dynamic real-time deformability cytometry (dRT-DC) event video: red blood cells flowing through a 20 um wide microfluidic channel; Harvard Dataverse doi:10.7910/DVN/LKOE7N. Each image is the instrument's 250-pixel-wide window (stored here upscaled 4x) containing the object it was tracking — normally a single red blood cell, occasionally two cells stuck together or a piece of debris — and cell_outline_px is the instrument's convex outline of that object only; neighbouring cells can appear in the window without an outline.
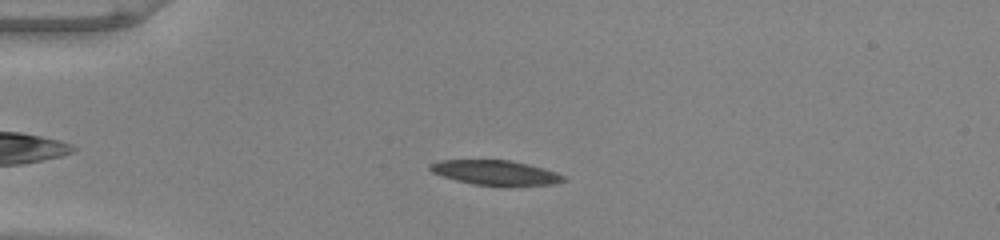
{"species": "common noctule bat (a hibernating species)", "species_latin": "Nyctalus noctula", "temperature_condition": "warm", "stored_images_in_passage": 52, "camera_frame_rate_fps": 3000, "um_per_image_px": 0.085, "animal": {"sex": "male", "body_mass_g": 20.0, "forearm_length_mm": 53.3}, "frame": {"image": 1, "passage_image": 14, "time_ms": 4.333, "image_size_px": [1000, 240], "cell_outline_px": [[564, 180], [556, 184], [472, 184], [456, 180], [432, 172], [428, 168], [428, 164], [440, 160], [512, 160], [544, 168], [556, 172], [564, 176]], "centroid_in_image_um": [42.07, 14.64], "position_along_channel_um": 42.9, "area_um2": 18.67}}
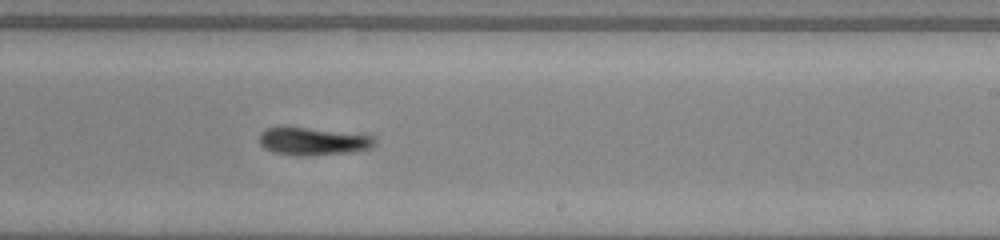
{"frame": {"image": 2, "passage_image": 33, "time_ms": 10.667, "image_size_px": [1000, 240], "cell_outline_px": [[376, 144], [372, 148], [348, 152], [312, 156], [300, 156], [272, 152], [264, 148], [260, 144], [260, 132], [268, 128], [308, 128], [372, 136], [376, 140]], "centroid_in_image_um": [26.6, 12.04], "position_along_channel_um": 262.4, "area_um2": 18.32}}
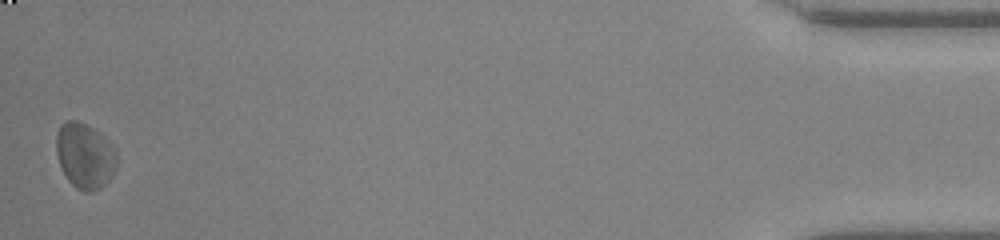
{"frame": {"image": 3, "passage_image": 52, "time_ms": 17.0, "image_size_px": [1000, 240], "cell_outline_px": [[116, 168], [112, 176], [100, 188], [92, 192], [84, 192], [76, 188], [68, 180], [60, 164], [56, 152], [56, 136], [60, 128], [68, 120], [76, 120], [96, 128], [116, 148]], "centroid_in_image_um": [7.24, 13.24], "position_along_channel_um": 428.0, "area_um2": 23.18}, "authors_computed_cell_mechanics": {"area_um2": 20.0277, "velocity_mm_per_s": 3.9792, "shape_relaxation_time_tau1_ms": 3.5906, "shape_relaxation_time_tau2_ms": null, "deformation_change_tau1": 0.1306, "deformation_change_tau2": null}}